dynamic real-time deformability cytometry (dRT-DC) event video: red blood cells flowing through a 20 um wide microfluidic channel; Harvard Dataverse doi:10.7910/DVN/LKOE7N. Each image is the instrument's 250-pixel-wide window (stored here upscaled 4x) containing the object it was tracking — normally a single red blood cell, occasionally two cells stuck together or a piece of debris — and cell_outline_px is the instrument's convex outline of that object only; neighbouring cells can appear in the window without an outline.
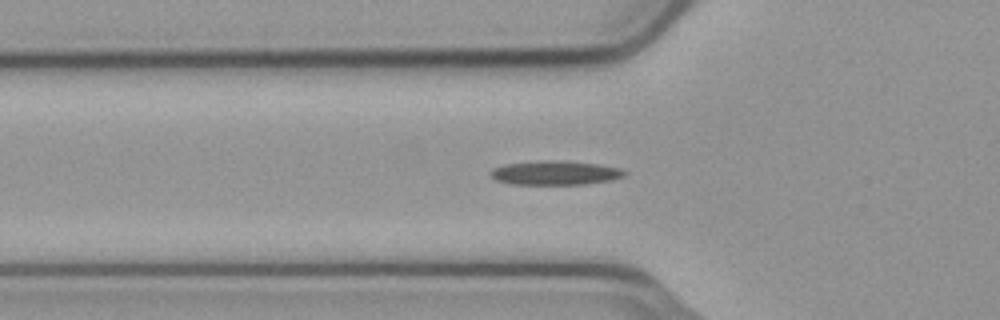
{"species": "common noctule bat (a hibernating species)", "species_latin": "Nyctalus noctula", "temperature_condition": "cold", "stored_images_in_passage": 54, "camera_frame_rate_fps": 3000, "um_per_image_px": 0.085, "animal": {"sex": "male", "body_mass_g": 23.1, "forearm_length_mm": 52.7}, "frame": {"image": 1, "passage_image": 17, "time_ms": 5.333, "image_size_px": [1000, 320], "cell_outline_px": [[628, 172], [624, 176], [612, 180], [584, 184], [512, 184], [496, 180], [492, 176], [492, 168], [508, 164], [544, 160], [560, 160], [596, 164], [620, 168]], "centroid_in_image_um": [47.24, 14.69], "position_along_channel_um": 78.6, "area_um2": 18.61}}
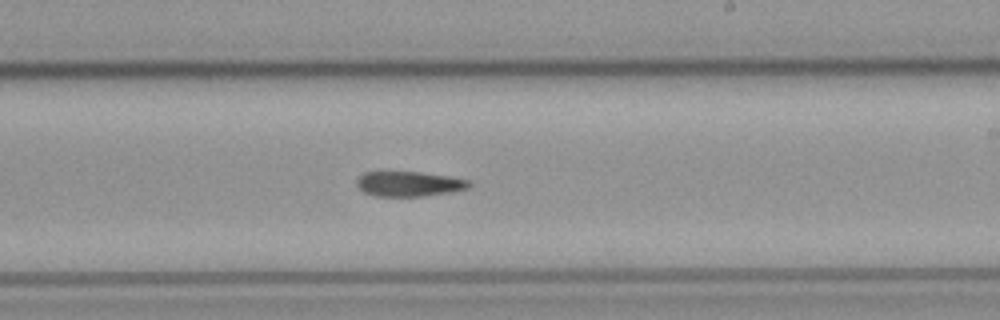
{"frame": {"image": 2, "passage_image": 31, "time_ms": 10.0, "image_size_px": [1000, 320], "cell_outline_px": [[472, 184], [468, 188], [452, 192], [424, 196], [376, 196], [364, 192], [356, 184], [356, 180], [364, 172], [420, 172], [448, 176], [468, 180]], "centroid_in_image_um": [34.77, 15.63], "position_along_channel_um": 254.2, "area_um2": 16.3}}
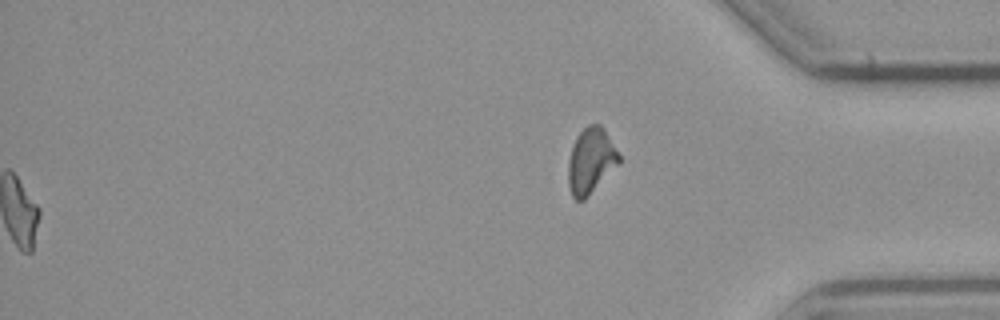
{"frame": {"image": 3, "passage_image": 54, "time_ms": 17.667, "image_size_px": [1000, 320], "cell_outline_px": [[620, 164], [584, 200], [576, 200], [572, 196], [568, 184], [568, 160], [576, 136], [588, 124], [600, 124], [604, 128], [620, 156]], "centroid_in_image_um": [50.22, 13.67], "position_along_channel_um": 385.0, "area_um2": 19.48}, "authors_computed_cell_mechanics": {"area_um2": 17.0799, "velocity_mm_per_s": 3.7374, "shape_relaxation_time_tau1_ms": 7.83, "shape_relaxation_time_tau2_ms": null, "deformation_change_tau1": 0.2067, "deformation_change_tau2": null}}